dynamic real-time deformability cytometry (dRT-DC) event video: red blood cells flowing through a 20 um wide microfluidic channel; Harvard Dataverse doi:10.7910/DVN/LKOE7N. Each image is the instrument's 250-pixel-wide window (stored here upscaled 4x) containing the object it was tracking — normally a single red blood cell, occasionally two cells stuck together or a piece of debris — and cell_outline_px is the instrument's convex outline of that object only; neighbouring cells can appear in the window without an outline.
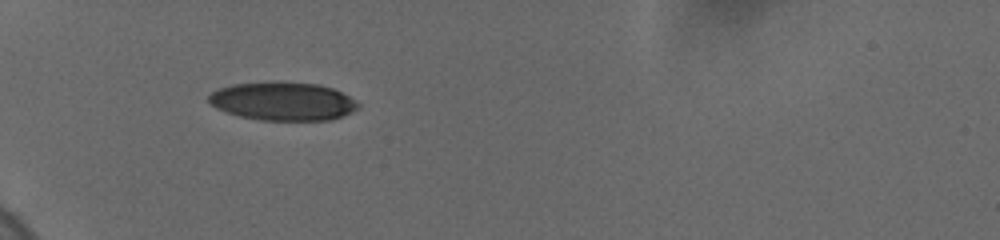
{"species": "human", "species_latin": "Homo sapiens", "temperature_condition": "cold", "stored_images_in_passage": 23, "camera_frame_rate_fps": 3000, "um_per_image_px": 0.085, "donor": {"sex": "female"}, "frame": {"image": 1, "passage_image": 1, "time_ms": 0.0, "image_size_px": [1000, 240], "cell_outline_px": [[360, 108], [352, 112], [332, 120], [260, 120], [240, 116], [216, 108], [208, 100], [208, 96], [212, 92], [220, 88], [232, 84], [272, 80], [316, 84], [332, 88], [348, 96], [360, 104]], "centroid_in_image_um": [24.05, 8.59], "position_along_channel_um": 61.0, "area_um2": 33.64}}
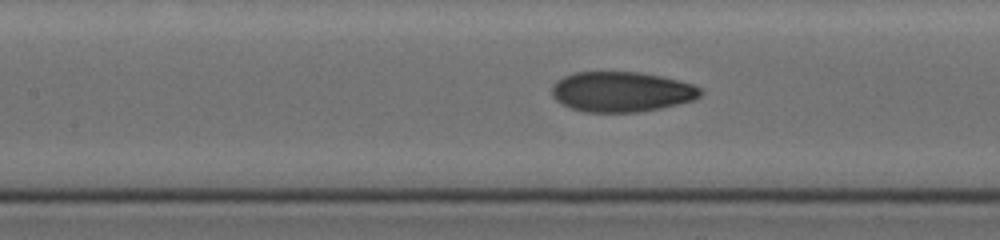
{"frame": {"image": 2, "passage_image": 17, "time_ms": 3.0, "image_size_px": [1000, 240], "cell_outline_px": [[704, 92], [696, 100], [660, 108], [640, 112], [584, 112], [568, 108], [556, 100], [552, 96], [552, 84], [556, 80], [564, 76], [576, 72], [640, 72], [660, 76], [692, 84], [700, 88]], "centroid_in_image_um": [52.81, 7.81], "position_along_channel_um": 154.6, "area_um2": 35.03}}
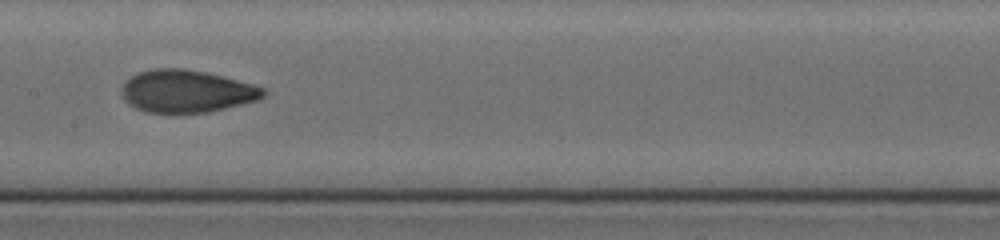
{"frame": {"image": 3, "passage_image": 22, "time_ms": 4.0, "image_size_px": [1000, 240], "cell_outline_px": [[268, 92], [264, 96], [256, 100], [208, 112], [144, 112], [128, 104], [124, 100], [120, 92], [120, 88], [124, 80], [140, 72], [152, 68], [184, 68], [208, 72], [252, 84], [264, 88]], "centroid_in_image_um": [15.81, 7.74], "position_along_channel_um": 191.6, "area_um2": 35.14}}